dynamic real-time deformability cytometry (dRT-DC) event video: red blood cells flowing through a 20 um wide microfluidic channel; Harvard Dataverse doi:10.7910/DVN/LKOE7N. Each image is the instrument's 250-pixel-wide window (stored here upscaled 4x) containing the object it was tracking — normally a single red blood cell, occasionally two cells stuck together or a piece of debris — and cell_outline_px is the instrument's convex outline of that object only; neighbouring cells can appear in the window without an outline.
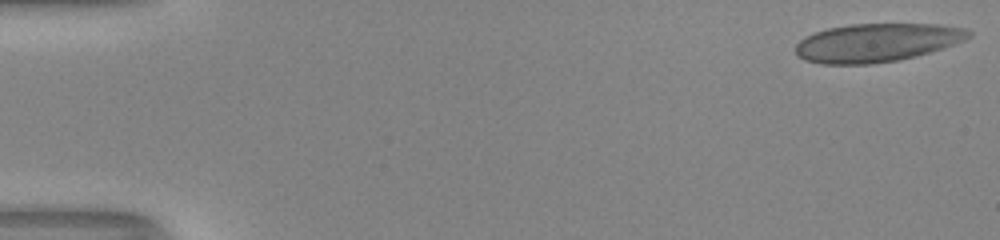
{"species": "human", "species_latin": "Homo sapiens", "temperature_condition": "room temperature", "stored_images_in_passage": 52, "camera_frame_rate_fps": 3000, "um_per_image_px": 0.085, "donor": {"sex": "male"}, "frame": {"image": 1, "passage_image": 1, "time_ms": 0.0, "image_size_px": [1000, 240], "cell_outline_px": [[972, 36], [952, 44], [928, 52], [896, 60], [868, 64], [820, 64], [804, 60], [796, 52], [796, 44], [804, 36], [828, 28], [852, 24], [940, 24], [964, 28], [972, 32]], "centroid_in_image_um": [74.49, 3.61], "position_along_channel_um": 10.5, "area_um2": 38.32}}
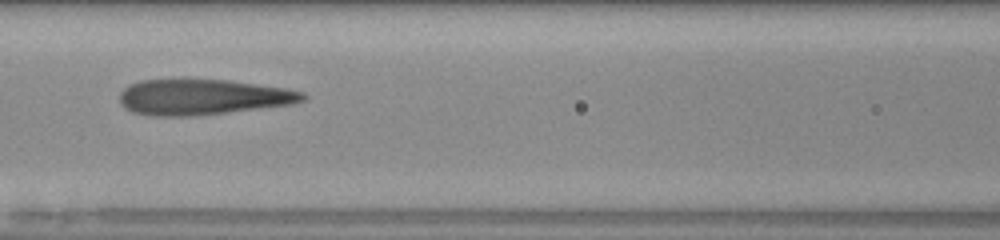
{"frame": {"image": 2, "passage_image": 24, "time_ms": 7.667, "image_size_px": [1000, 240], "cell_outline_px": [[308, 96], [304, 100], [292, 104], [192, 116], [156, 116], [132, 112], [124, 108], [120, 104], [120, 92], [128, 84], [140, 80], [228, 80], [284, 88], [304, 92]], "centroid_in_image_um": [17.19, 8.25], "position_along_channel_um": 149.4, "area_um2": 37.74}}
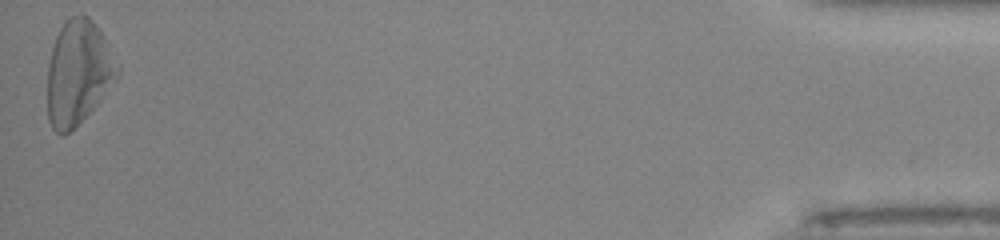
{"frame": {"image": 3, "passage_image": 52, "time_ms": 17.0, "image_size_px": [1000, 240], "cell_outline_px": [[120, 76], [100, 100], [64, 136], [60, 136], [52, 128], [48, 120], [48, 64], [52, 48], [56, 36], [64, 20], [68, 16], [88, 16], [92, 20], [104, 36], [120, 68]], "centroid_in_image_um": [6.65, 6.15], "position_along_channel_um": 428.5, "area_um2": 42.31}}